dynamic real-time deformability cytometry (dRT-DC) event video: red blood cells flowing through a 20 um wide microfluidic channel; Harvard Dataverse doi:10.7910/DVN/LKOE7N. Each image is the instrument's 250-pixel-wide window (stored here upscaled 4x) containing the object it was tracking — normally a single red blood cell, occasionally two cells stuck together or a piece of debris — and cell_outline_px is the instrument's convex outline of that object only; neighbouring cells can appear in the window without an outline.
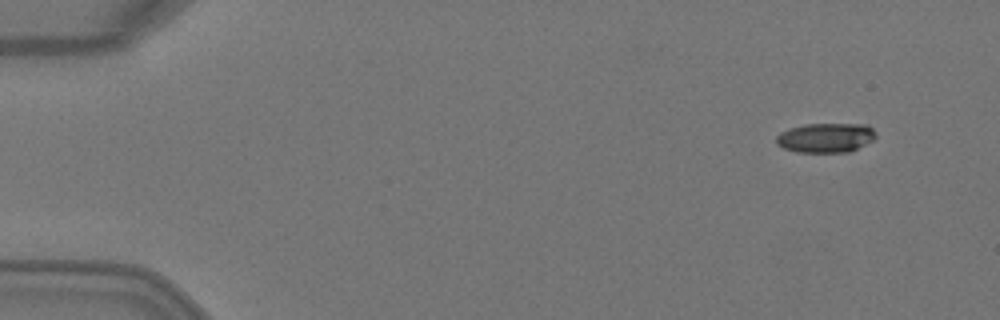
{"species": "Egyptian fruit bat (a non-hibernating species)", "species_latin": "Rousettus aegyptiacus", "temperature_condition": "warm", "stored_images_in_passage": 5, "camera_frame_rate_fps": 3000, "um_per_image_px": 0.085, "animal": {"sex": "female"}, "frame": {"image": 1, "passage_image": 1, "time_ms": 0.0, "image_size_px": [1000, 320], "cell_outline_px": [[876, 136], [872, 140], [848, 152], [796, 152], [784, 148], [776, 144], [776, 136], [780, 132], [804, 124], [868, 124], [876, 132]], "centroid_in_image_um": [70.18, 11.7], "position_along_channel_um": 14.8, "area_um2": 17.05}}